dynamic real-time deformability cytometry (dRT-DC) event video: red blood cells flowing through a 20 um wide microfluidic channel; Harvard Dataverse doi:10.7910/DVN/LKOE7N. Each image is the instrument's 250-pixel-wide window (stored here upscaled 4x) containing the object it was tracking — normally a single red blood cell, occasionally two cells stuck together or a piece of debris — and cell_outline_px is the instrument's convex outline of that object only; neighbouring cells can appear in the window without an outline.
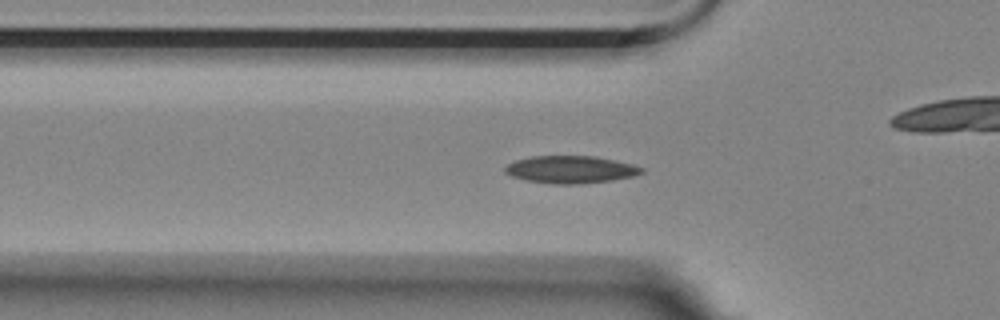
{"species": "Egyptian fruit bat (a non-hibernating species)", "species_latin": "Rousettus aegyptiacus", "temperature_condition": "room temperature", "stored_images_in_passage": 42, "camera_frame_rate_fps": 3000, "um_per_image_px": 0.085, "animal": {"sex": "female"}, "frame": {"image": 1, "passage_image": 13, "time_ms": 4.0, "image_size_px": [1000, 320], "cell_outline_px": [[644, 172], [636, 176], [612, 180], [580, 184], [552, 184], [524, 180], [512, 176], [504, 172], [504, 168], [508, 164], [516, 160], [532, 156], [592, 156], [632, 164], [644, 168]], "centroid_in_image_um": [48.5, 14.42], "position_along_channel_um": 77.3, "area_um2": 21.85}}
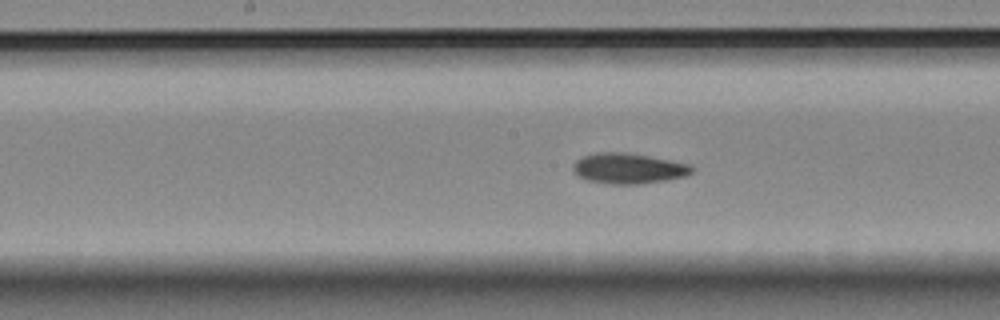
{"frame": {"image": 2, "passage_image": 23, "time_ms": 7.333, "image_size_px": [1000, 320], "cell_outline_px": [[696, 168], [688, 176], [668, 180], [640, 184], [612, 184], [588, 180], [576, 176], [572, 168], [576, 160], [584, 156], [596, 152], [624, 152], [648, 156], [688, 164]], "centroid_in_image_um": [53.42, 14.32], "position_along_channel_um": 194.8, "area_um2": 21.15}}
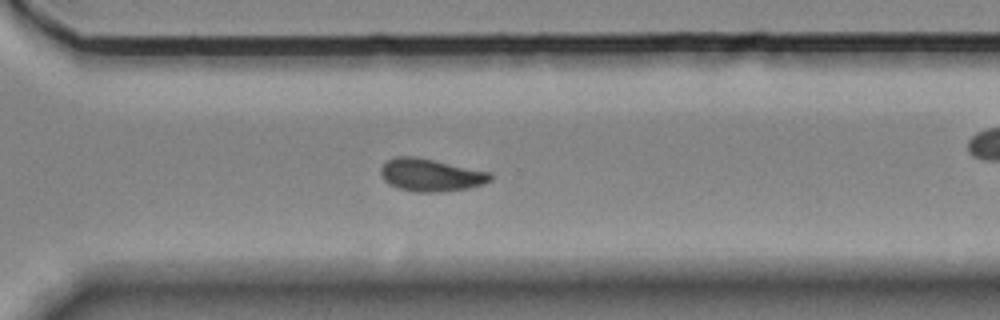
{"frame": {"image": 3, "passage_image": 35, "time_ms": 11.333, "image_size_px": [1000, 320], "cell_outline_px": [[492, 180], [484, 184], [468, 188], [444, 192], [416, 192], [400, 188], [384, 180], [380, 172], [380, 168], [388, 160], [396, 156], [412, 156], [492, 172]], "centroid_in_image_um": [36.65, 14.88], "position_along_channel_um": 333.9, "area_um2": 20.69}, "authors_computed_cell_mechanics": {"area_um2": 20.3745, "velocity_mm_per_s": 3.4913, "shape_relaxation_time_tau1_ms": 4.9668, "shape_relaxation_time_tau2_ms": 3.9259, "deformation_change_tau1": 0.1435, "deformation_change_tau2": 0.0778}}